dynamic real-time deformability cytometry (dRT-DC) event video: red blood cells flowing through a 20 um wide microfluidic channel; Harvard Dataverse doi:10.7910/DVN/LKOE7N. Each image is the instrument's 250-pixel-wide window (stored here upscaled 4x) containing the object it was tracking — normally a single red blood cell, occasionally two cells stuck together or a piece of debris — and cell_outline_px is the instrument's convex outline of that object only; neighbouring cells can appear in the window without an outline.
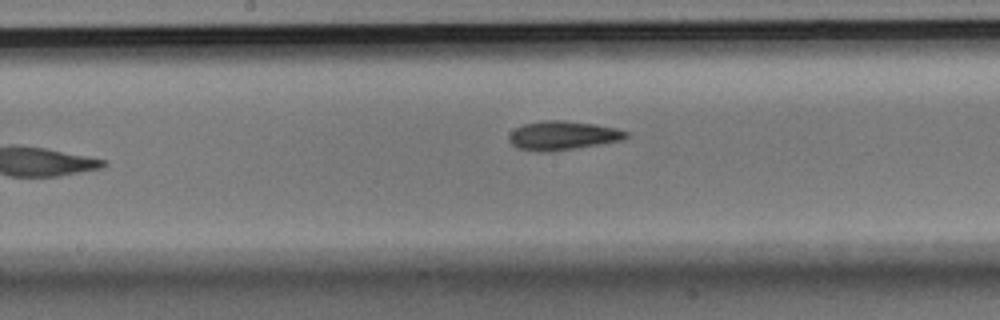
{"species": "Egyptian fruit bat (a non-hibernating species)", "species_latin": "Rousettus aegyptiacus", "temperature_condition": "room temperature", "stored_images_in_passage": 8, "camera_frame_rate_fps": 3000, "um_per_image_px": 0.085, "animal": {"sex": "male"}, "frame": {"image": 1, "passage_image": 7, "time_ms": 2.0, "image_size_px": [1000, 320], "cell_outline_px": [[628, 136], [624, 140], [576, 148], [548, 152], [536, 152], [516, 148], [508, 140], [508, 136], [516, 128], [524, 124], [544, 120], [564, 120], [596, 124], [616, 128], [628, 132]], "centroid_in_image_um": [47.83, 11.52], "position_along_channel_um": 200.4, "area_um2": 19.88}}
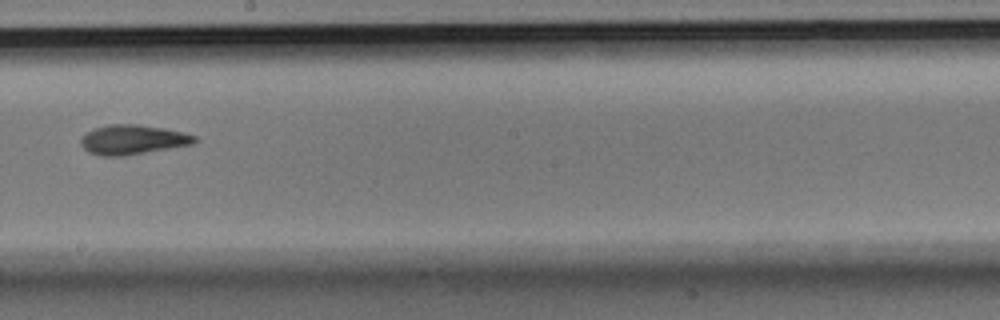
{"frame": {"image": 2, "passage_image": 8, "time_ms": 2.333, "image_size_px": [1000, 320], "cell_outline_px": [[200, 140], [192, 144], [124, 156], [100, 156], [88, 152], [80, 144], [80, 140], [84, 132], [92, 128], [108, 124], [140, 124], [164, 128], [184, 132], [196, 136]], "centroid_in_image_um": [11.25, 11.86], "position_along_channel_um": 236.9, "area_um2": 19.94}}